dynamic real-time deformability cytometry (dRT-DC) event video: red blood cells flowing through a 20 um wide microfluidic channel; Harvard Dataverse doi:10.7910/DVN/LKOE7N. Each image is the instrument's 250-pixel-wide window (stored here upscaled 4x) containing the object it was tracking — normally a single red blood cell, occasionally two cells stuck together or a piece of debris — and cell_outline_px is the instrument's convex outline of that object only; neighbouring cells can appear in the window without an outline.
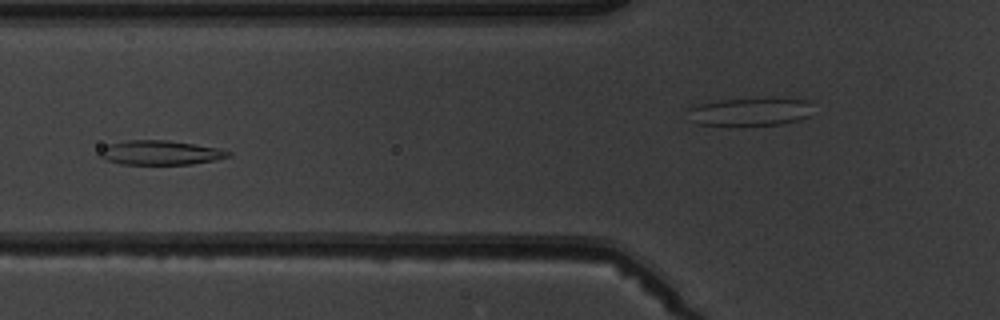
{"species": "common noctule bat (a hibernating species)", "species_latin": "Nyctalus noctula", "temperature_condition": "warm", "stored_images_in_passage": 8, "camera_frame_rate_fps": 3000, "um_per_image_px": 0.085, "animal": {"sex": "male", "body_mass_g": 19.5, "forearm_length_mm": 54.6}, "frame": {"image": 1, "passage_image": 6, "time_ms": 5.667, "image_size_px": [1000, 320], "cell_outline_px": [[232, 156], [216, 160], [192, 164], [120, 164], [104, 160], [96, 156], [108, 144], [128, 140], [168, 140], [216, 148], [232, 152]], "centroid_in_image_um": [13.6, 12.99], "position_along_channel_um": 112.2, "area_um2": 18.26}}
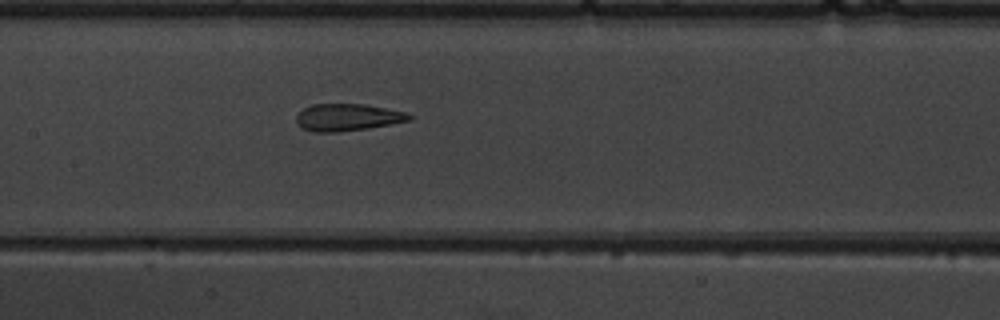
{"frame": {"image": 2, "passage_image": 8, "time_ms": 8.667, "image_size_px": [1000, 320], "cell_outline_px": [[412, 120], [368, 128], [340, 132], [312, 132], [300, 128], [296, 124], [296, 116], [304, 108], [312, 104], [368, 104], [408, 112], [412, 116]], "centroid_in_image_um": [29.54, 9.97], "position_along_channel_um": 177.9, "area_um2": 18.15}}